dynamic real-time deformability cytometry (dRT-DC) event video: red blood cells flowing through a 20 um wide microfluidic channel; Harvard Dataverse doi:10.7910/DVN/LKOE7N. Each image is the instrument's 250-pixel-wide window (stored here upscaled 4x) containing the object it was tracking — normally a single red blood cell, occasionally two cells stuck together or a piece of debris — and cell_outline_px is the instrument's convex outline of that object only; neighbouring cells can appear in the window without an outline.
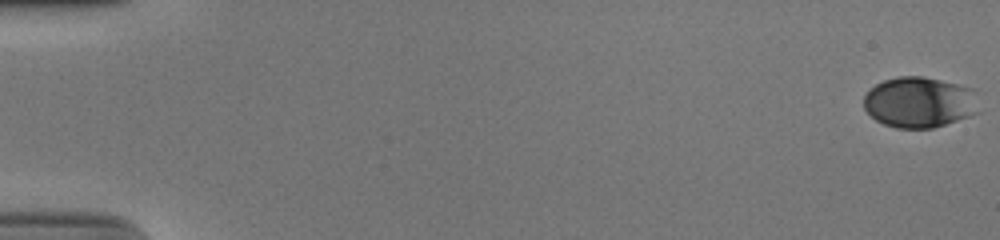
{"species": "human", "species_latin": "Homo sapiens", "temperature_condition": "cold", "stored_images_in_passage": 54, "camera_frame_rate_fps": 3000, "um_per_image_px": 0.085, "donor": {"sex": "male"}, "frame": {"image": 1, "passage_image": 1, "time_ms": 0.0, "image_size_px": [1000, 240], "cell_outline_px": [[980, 112], [932, 128], [896, 128], [884, 124], [876, 120], [864, 108], [864, 96], [868, 88], [884, 80], [896, 76], [924, 76], [976, 88]], "centroid_in_image_um": [78.18, 8.67], "position_along_channel_um": 6.8, "area_um2": 34.56}}
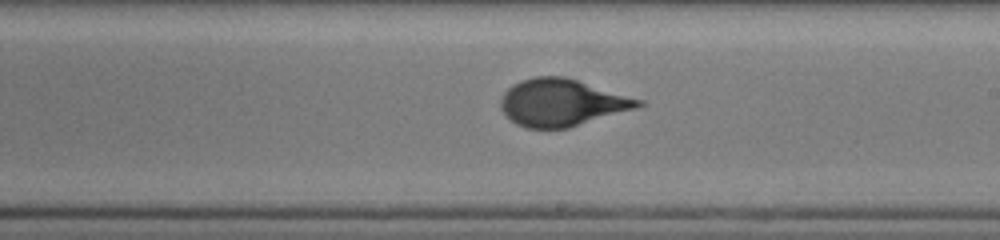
{"frame": {"image": 2, "passage_image": 33, "time_ms": 10.667, "image_size_px": [1000, 240], "cell_outline_px": [[644, 104], [636, 108], [568, 128], [528, 128], [516, 124], [500, 108], [500, 100], [504, 92], [512, 84], [520, 80], [536, 76], [564, 76], [644, 100]], "centroid_in_image_um": [47.74, 8.71], "position_along_channel_um": 241.3, "area_um2": 37.57}}
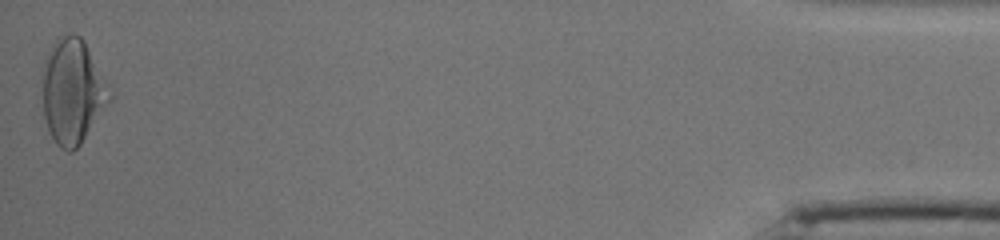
{"frame": {"image": 3, "passage_image": 54, "time_ms": 17.667, "image_size_px": [1000, 240], "cell_outline_px": [[112, 100], [80, 144], [72, 152], [68, 152], [60, 148], [56, 144], [48, 128], [44, 116], [40, 76], [40, 72], [44, 60], [56, 36], [72, 32], [80, 36], [84, 40], [108, 80], [112, 96]], "centroid_in_image_um": [6.16, 7.71], "position_along_channel_um": 429.0, "area_um2": 42.19}, "authors_computed_cell_mechanics": {"area_um2": 36.7608, "velocity_mm_per_s": 3.9084, "shape_relaxation_time_tau1_ms": 5.7016, "shape_relaxation_time_tau2_ms": null, "deformation_change_tau1": 0.2074, "deformation_change_tau2": null}}